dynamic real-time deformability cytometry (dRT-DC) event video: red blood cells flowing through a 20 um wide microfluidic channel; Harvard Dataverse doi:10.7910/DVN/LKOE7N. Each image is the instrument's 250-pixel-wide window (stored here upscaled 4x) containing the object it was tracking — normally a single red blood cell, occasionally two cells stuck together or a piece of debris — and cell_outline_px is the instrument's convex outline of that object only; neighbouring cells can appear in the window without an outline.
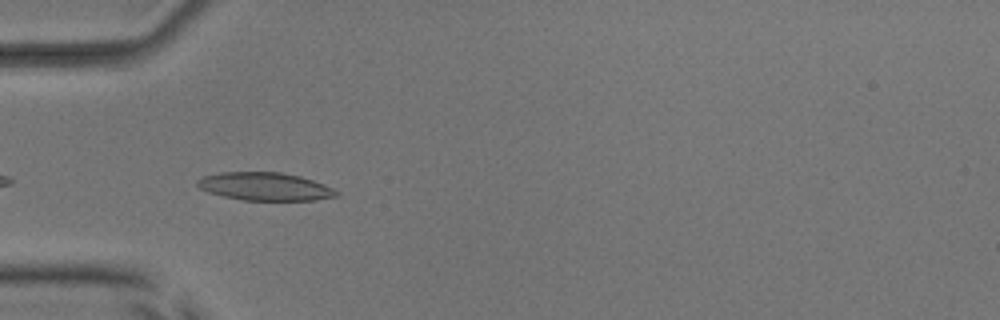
{"species": "common noctule bat (a hibernating species)", "species_latin": "Nyctalus noctula", "temperature_condition": "room temperature", "stored_images_in_passage": 7, "camera_frame_rate_fps": 3000, "um_per_image_px": 0.085, "animal": {"sex": "male", "body_mass_g": 17.9, "forearm_length_mm": 54.2}, "frame": {"image": 1, "passage_image": 3, "time_ms": 0.667, "image_size_px": [1000, 320], "cell_outline_px": [[340, 196], [316, 200], [244, 200], [224, 196], [208, 192], [200, 188], [196, 184], [196, 180], [204, 176], [220, 172], [280, 172], [300, 176], [324, 184], [340, 192]], "centroid_in_image_um": [22.55, 15.85], "position_along_channel_um": 62.5, "area_um2": 22.72}}